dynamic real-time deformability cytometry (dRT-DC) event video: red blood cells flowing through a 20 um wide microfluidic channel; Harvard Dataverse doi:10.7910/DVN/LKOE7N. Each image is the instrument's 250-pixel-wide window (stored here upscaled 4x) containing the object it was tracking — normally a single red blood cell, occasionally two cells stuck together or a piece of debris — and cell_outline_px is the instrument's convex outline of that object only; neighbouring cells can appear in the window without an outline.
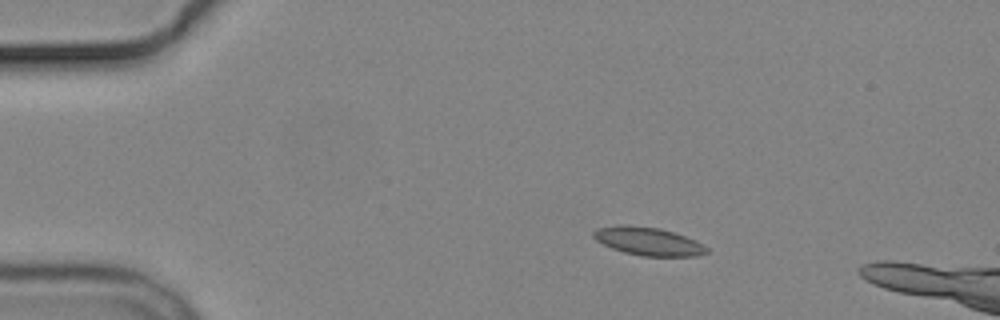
{"species": "common noctule bat (a hibernating species)", "species_latin": "Nyctalus noctula", "temperature_condition": "cold", "stored_images_in_passage": 6, "camera_frame_rate_fps": 3000, "um_per_image_px": 0.085, "animal": {"sex": "male", "body_mass_g": 19.2, "forearm_length_mm": 51.8}, "frame": {"image": 1, "passage_image": 3, "time_ms": 2.0, "image_size_px": [1000, 320], "cell_outline_px": [[708, 252], [696, 256], [640, 256], [624, 252], [612, 248], [596, 240], [592, 236], [592, 232], [596, 228], [616, 224], [628, 224], [660, 228], [696, 240], [704, 244], [708, 248]], "centroid_in_image_um": [55.07, 20.49], "position_along_channel_um": 29.9, "area_um2": 18.79}}
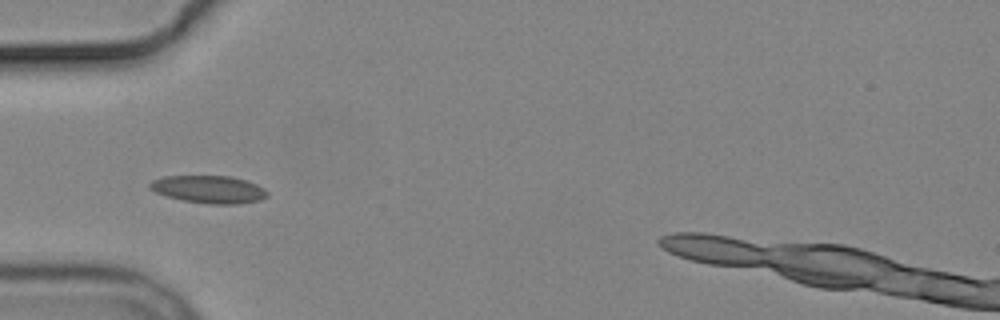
{"frame": {"image": 2, "passage_image": 5, "time_ms": 4.667, "image_size_px": [1000, 320], "cell_outline_px": [[268, 196], [260, 200], [236, 204], [208, 204], [184, 200], [168, 196], [156, 192], [148, 188], [148, 184], [152, 180], [164, 176], [232, 176], [256, 184], [264, 188], [268, 192]], "centroid_in_image_um": [17.76, 16.09], "position_along_channel_um": 67.2, "area_um2": 18.84}}
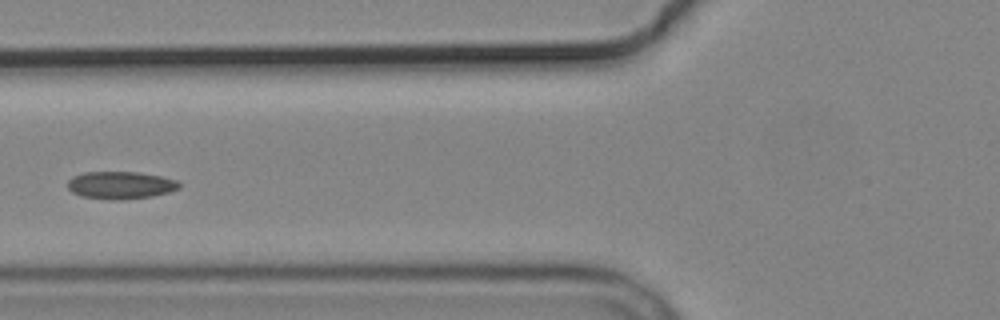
{"frame": {"image": 3, "passage_image": 6, "time_ms": 6.0, "image_size_px": [1000, 320], "cell_outline_px": [[180, 188], [168, 192], [152, 196], [120, 200], [112, 200], [80, 196], [72, 192], [68, 188], [68, 180], [72, 176], [84, 172], [136, 172], [160, 176], [176, 180], [180, 184]], "centroid_in_image_um": [10.22, 15.74], "position_along_channel_um": 115.6, "area_um2": 17.86}}